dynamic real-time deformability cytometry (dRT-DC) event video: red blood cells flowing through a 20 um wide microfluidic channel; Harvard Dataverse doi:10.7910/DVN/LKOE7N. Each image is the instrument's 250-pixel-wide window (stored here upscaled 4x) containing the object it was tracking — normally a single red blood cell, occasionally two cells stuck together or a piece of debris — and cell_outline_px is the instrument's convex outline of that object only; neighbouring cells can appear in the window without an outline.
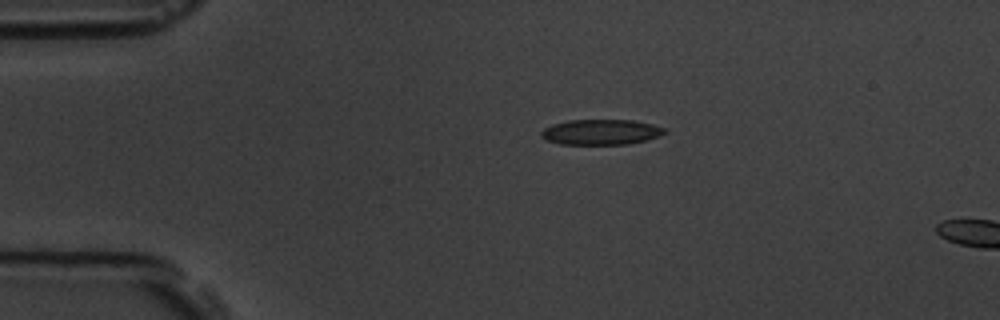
{"species": "common noctule bat (a hibernating species)", "species_latin": "Nyctalus noctula", "temperature_condition": "room temperature", "stored_images_in_passage": 2, "camera_frame_rate_fps": 3000, "um_per_image_px": 0.085, "animal": {"sex": "male", "body_mass_g": 19.5, "forearm_length_mm": 54.6}, "frame": {"image": 1, "passage_image": 1, "time_ms": 0.0, "image_size_px": [1000, 320], "cell_outline_px": [[668, 132], [660, 136], [628, 144], [560, 144], [544, 140], [540, 136], [540, 132], [544, 128], [552, 124], [568, 120], [632, 120], [652, 124], [668, 128]], "centroid_in_image_um": [51.08, 11.22], "position_along_channel_um": 33.9, "area_um2": 18.44}}